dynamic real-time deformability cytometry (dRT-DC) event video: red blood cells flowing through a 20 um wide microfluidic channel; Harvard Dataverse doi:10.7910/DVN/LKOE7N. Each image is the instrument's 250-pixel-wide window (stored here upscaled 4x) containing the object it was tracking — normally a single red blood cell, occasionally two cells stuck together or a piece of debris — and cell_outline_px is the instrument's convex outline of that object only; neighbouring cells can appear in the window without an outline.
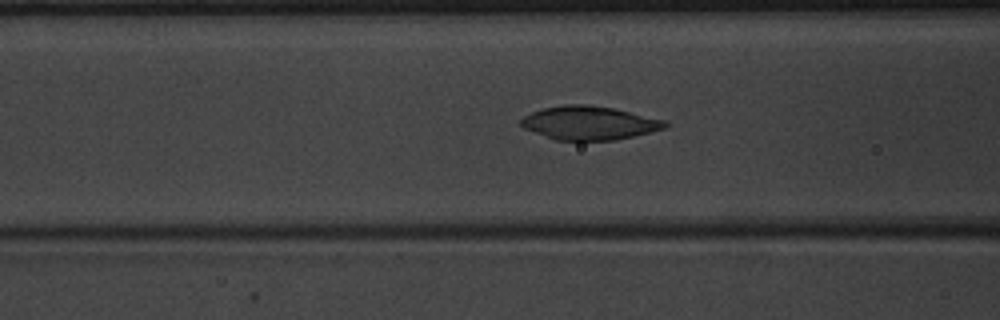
{"species": "common noctule bat (a hibernating species)", "species_latin": "Nyctalus noctula", "temperature_condition": "warm", "stored_images_in_passage": 40, "camera_frame_rate_fps": 3000, "um_per_image_px": 0.085, "animal": {"sex": "male", "body_mass_g": 20.1, "forearm_length_mm": 53.5}, "frame": {"image": 1, "passage_image": 10, "time_ms": 3.0, "image_size_px": [1000, 320], "cell_outline_px": [[668, 124], [664, 128], [616, 140], [556, 140], [524, 128], [520, 124], [520, 120], [524, 116], [532, 112], [544, 108], [564, 104], [588, 104], [612, 108], [668, 120]], "centroid_in_image_um": [50.09, 10.44], "position_along_channel_um": 116.5, "area_um2": 28.03}}
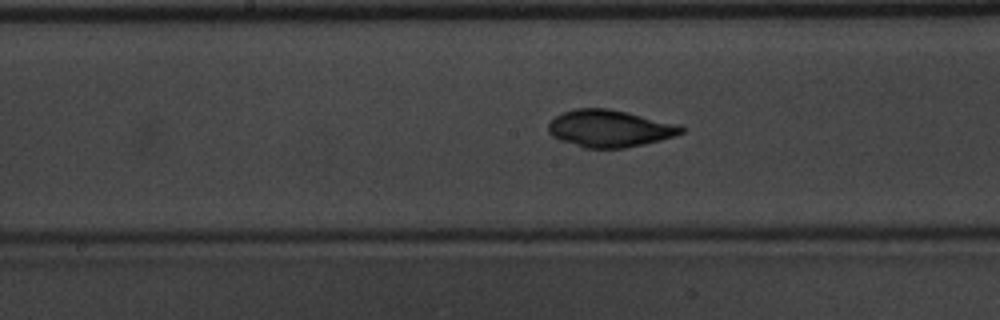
{"frame": {"image": 2, "passage_image": 16, "time_ms": 5.0, "image_size_px": [1000, 320], "cell_outline_px": [[688, 128], [684, 132], [676, 136], [644, 144], [624, 148], [584, 148], [560, 140], [552, 136], [548, 132], [548, 124], [556, 116], [564, 112], [576, 108], [608, 108], [628, 112], [680, 124]], "centroid_in_image_um": [51.87, 10.92], "position_along_channel_um": 196.3, "area_um2": 29.02}}
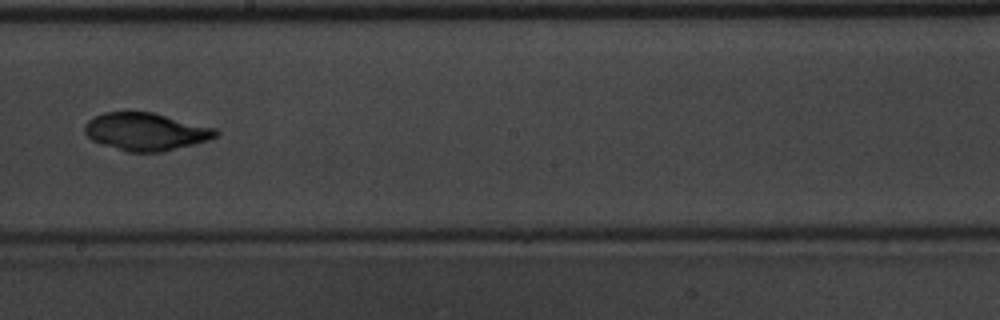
{"frame": {"image": 3, "passage_image": 19, "time_ms": 6.0, "image_size_px": [1000, 320], "cell_outline_px": [[220, 132], [216, 136], [208, 140], [160, 152], [128, 152], [100, 144], [92, 140], [84, 132], [84, 124], [92, 116], [104, 112], [152, 112], [216, 128]], "centroid_in_image_um": [12.35, 11.18], "position_along_channel_um": 235.8, "area_um2": 28.73}, "authors_computed_cell_mechanics": {"area_um2": 27.7151, "velocity_mm_per_s": 3.9724, "shape_relaxation_time_tau1_ms": 5.6769, "shape_relaxation_time_tau2_ms": 1.268, "deformation_change_tau1": 0.1053, "deformation_change_tau2": 0.0473}}